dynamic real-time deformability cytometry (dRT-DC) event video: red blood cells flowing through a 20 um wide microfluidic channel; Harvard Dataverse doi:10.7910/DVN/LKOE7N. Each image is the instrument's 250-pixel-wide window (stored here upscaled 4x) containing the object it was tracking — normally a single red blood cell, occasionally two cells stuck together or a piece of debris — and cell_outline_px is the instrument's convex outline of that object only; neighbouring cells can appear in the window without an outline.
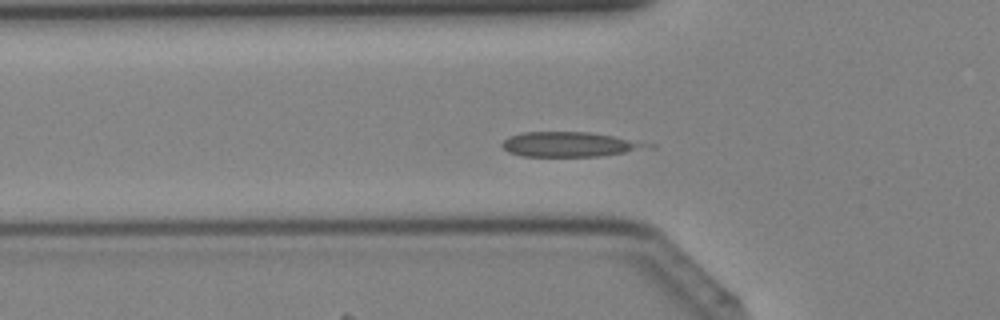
{"species": "Egyptian fruit bat (a non-hibernating species)", "species_latin": "Rousettus aegyptiacus", "temperature_condition": "cold", "stored_images_in_passage": 43, "camera_frame_rate_fps": 3000, "um_per_image_px": 0.085, "animal": {"sex": "female"}, "frame": {"image": 1, "passage_image": 15, "time_ms": 4.667, "image_size_px": [1000, 320], "cell_outline_px": [[656, 148], [600, 156], [520, 156], [508, 152], [500, 144], [504, 140], [520, 132], [592, 132], [656, 144]], "centroid_in_image_um": [48.52, 12.27], "position_along_channel_um": 77.3, "area_um2": 21.27}}
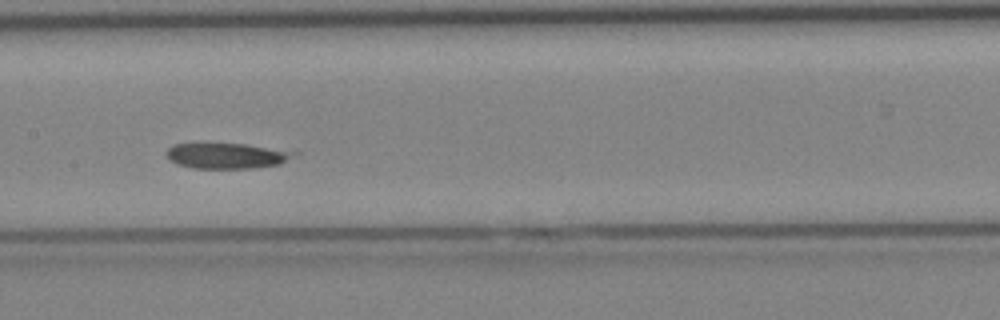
{"frame": {"image": 2, "passage_image": 22, "time_ms": 7.0, "image_size_px": [1000, 320], "cell_outline_px": [[300, 152], [296, 156], [280, 164], [256, 168], [192, 168], [176, 164], [164, 152], [172, 144], [244, 144]], "centroid_in_image_um": [19.31, 13.24], "position_along_channel_um": 188.1, "area_um2": 18.96}}
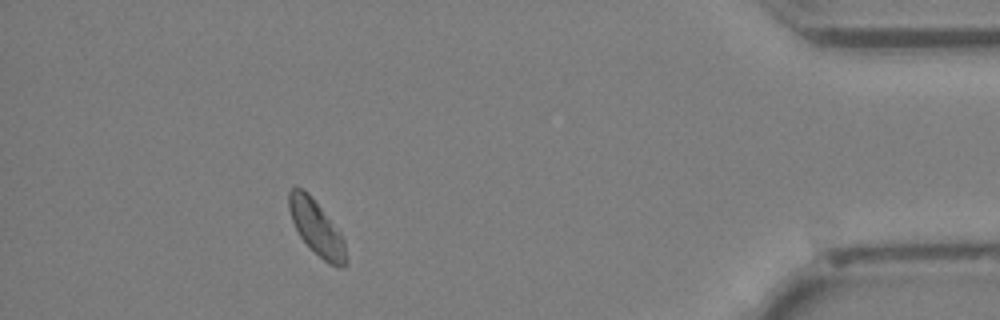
{"frame": {"image": 3, "passage_image": 39, "time_ms": 12.667, "image_size_px": [1000, 320], "cell_outline_px": [[348, 264], [344, 268], [328, 264], [300, 236], [292, 220], [288, 208], [288, 192], [296, 184], [308, 192], [312, 196], [340, 232], [344, 240], [348, 260]], "centroid_in_image_um": [26.92, 19.34], "position_along_channel_um": 408.3, "area_um2": 18.26}}